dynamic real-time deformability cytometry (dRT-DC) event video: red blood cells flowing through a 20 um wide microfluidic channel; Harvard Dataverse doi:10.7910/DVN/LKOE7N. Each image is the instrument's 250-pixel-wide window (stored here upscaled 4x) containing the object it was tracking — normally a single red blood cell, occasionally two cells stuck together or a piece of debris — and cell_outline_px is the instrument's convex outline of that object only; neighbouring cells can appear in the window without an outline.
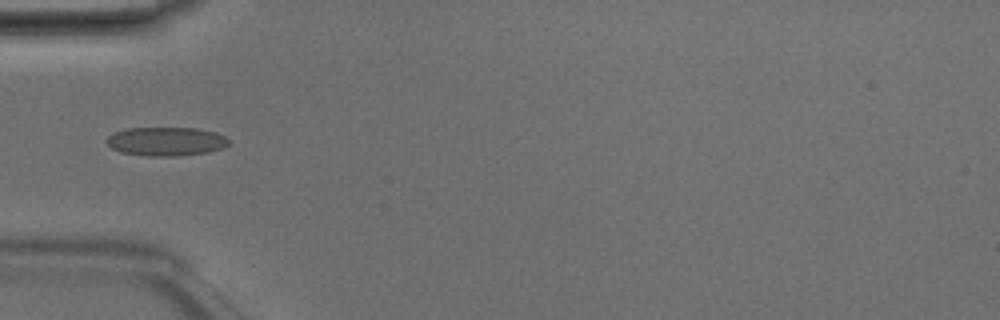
{"species": "Egyptian fruit bat (a non-hibernating species)", "species_latin": "Rousettus aegyptiacus", "temperature_condition": "room temperature", "stored_images_in_passage": 5, "camera_frame_rate_fps": 3000, "um_per_image_px": 0.085, "animal": {"sex": "male"}, "frame": {"image": 1, "passage_image": 4, "time_ms": 1.0, "image_size_px": [1000, 320], "cell_outline_px": [[232, 140], [224, 148], [208, 152], [176, 156], [144, 156], [120, 152], [112, 148], [104, 140], [112, 132], [128, 128], [196, 128], [216, 132]], "centroid_in_image_um": [14.11, 12.02], "position_along_channel_um": 70.9, "area_um2": 20.75}}